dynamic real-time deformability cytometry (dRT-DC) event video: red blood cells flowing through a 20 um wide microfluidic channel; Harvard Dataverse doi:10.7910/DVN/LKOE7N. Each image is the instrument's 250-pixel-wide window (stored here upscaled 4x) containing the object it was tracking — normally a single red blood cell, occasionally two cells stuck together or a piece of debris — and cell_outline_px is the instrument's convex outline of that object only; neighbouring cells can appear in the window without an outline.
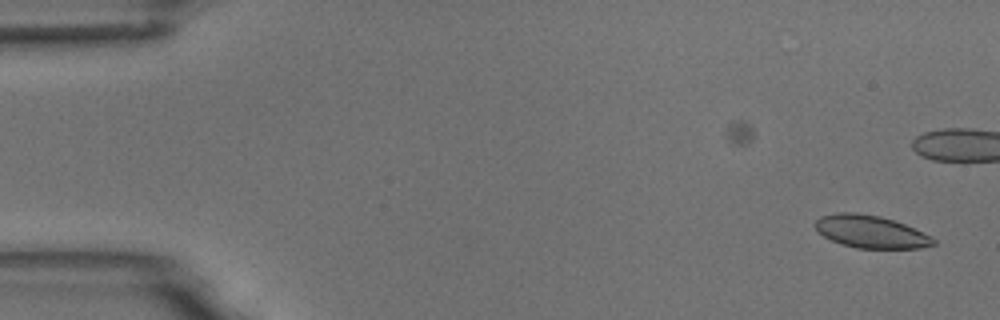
{"species": "common noctule bat (a hibernating species)", "species_latin": "Nyctalus noctula", "temperature_condition": "room temperature", "stored_images_in_passage": 3, "camera_frame_rate_fps": 3000, "um_per_image_px": 0.085, "animal": {"sex": "male", "body_mass_g": 18.8}, "frame": {"image": 1, "passage_image": 3, "time_ms": 2.333, "image_size_px": [1000, 320], "cell_outline_px": [[936, 244], [920, 248], [856, 248], [840, 244], [824, 236], [812, 224], [820, 216], [836, 212], [856, 212], [880, 216], [904, 224], [936, 240]], "centroid_in_image_um": [73.95, 19.69], "position_along_channel_um": 11.1, "area_um2": 22.25}}